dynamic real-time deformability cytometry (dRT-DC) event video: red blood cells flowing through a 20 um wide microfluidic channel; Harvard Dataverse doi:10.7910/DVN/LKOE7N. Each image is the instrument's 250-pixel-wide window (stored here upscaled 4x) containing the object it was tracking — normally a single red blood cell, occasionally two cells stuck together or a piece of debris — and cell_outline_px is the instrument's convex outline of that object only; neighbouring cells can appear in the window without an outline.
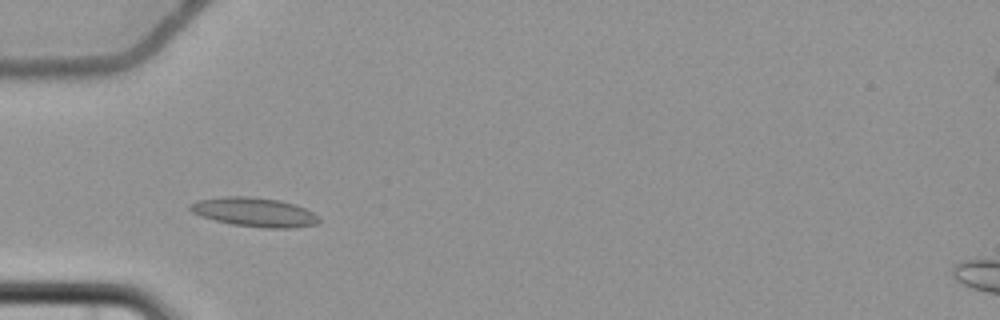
{"species": "common noctule bat (a hibernating species)", "species_latin": "Nyctalus noctula", "temperature_condition": "cold", "stored_images_in_passage": 8, "camera_frame_rate_fps": 3000, "um_per_image_px": 0.085, "animal": {"sex": "female", "body_mass_g": 22.7, "forearm_length_mm": 54.2}, "frame": {"image": 1, "passage_image": 3, "time_ms": 2.333, "image_size_px": [1000, 320], "cell_outline_px": [[320, 220], [316, 224], [292, 228], [264, 228], [232, 224], [200, 216], [192, 212], [188, 208], [188, 204], [200, 200], [224, 196], [248, 196], [280, 200], [296, 204], [320, 216]], "centroid_in_image_um": [21.64, 18.03], "position_along_channel_um": 63.4, "area_um2": 21.91}}
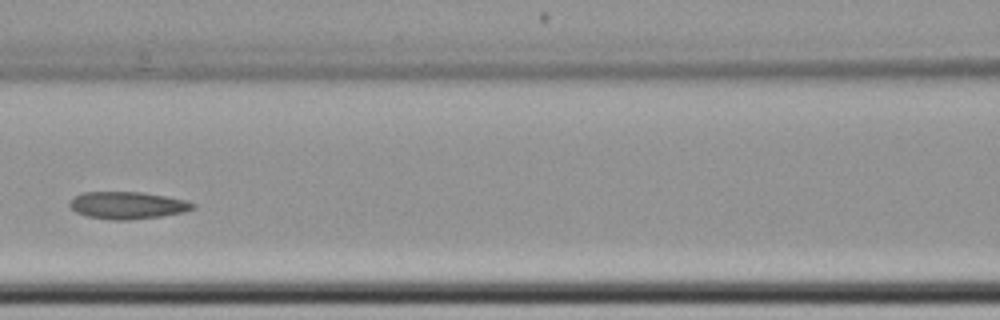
{"frame": {"image": 2, "passage_image": 5, "time_ms": 5.0, "image_size_px": [1000, 320], "cell_outline_px": [[196, 208], [180, 212], [160, 216], [128, 220], [112, 220], [88, 216], [76, 212], [68, 204], [76, 196], [84, 192], [140, 192], [164, 196], [184, 200], [196, 204]], "centroid_in_image_um": [10.83, 17.45], "position_along_channel_um": 155.8, "area_um2": 19.19}}
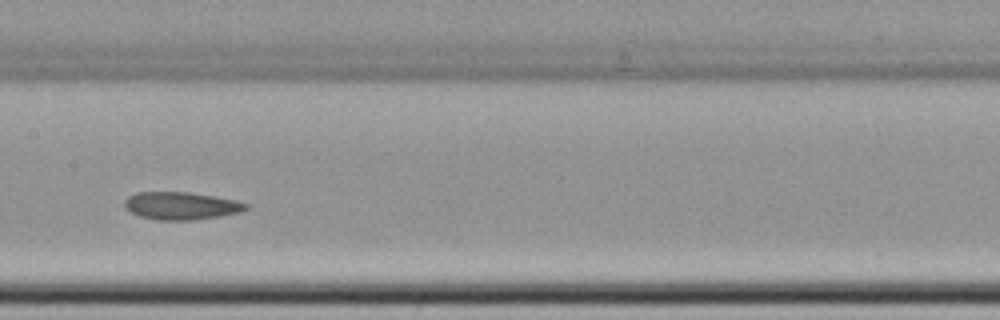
{"frame": {"image": 3, "passage_image": 6, "time_ms": 6.0, "image_size_px": [1000, 320], "cell_outline_px": [[248, 208], [240, 212], [220, 216], [192, 220], [156, 220], [140, 216], [124, 208], [124, 200], [128, 196], [136, 192], [188, 192], [212, 196], [232, 200], [248, 204]], "centroid_in_image_um": [15.34, 17.49], "position_along_channel_um": 192.1, "area_um2": 19.42}}